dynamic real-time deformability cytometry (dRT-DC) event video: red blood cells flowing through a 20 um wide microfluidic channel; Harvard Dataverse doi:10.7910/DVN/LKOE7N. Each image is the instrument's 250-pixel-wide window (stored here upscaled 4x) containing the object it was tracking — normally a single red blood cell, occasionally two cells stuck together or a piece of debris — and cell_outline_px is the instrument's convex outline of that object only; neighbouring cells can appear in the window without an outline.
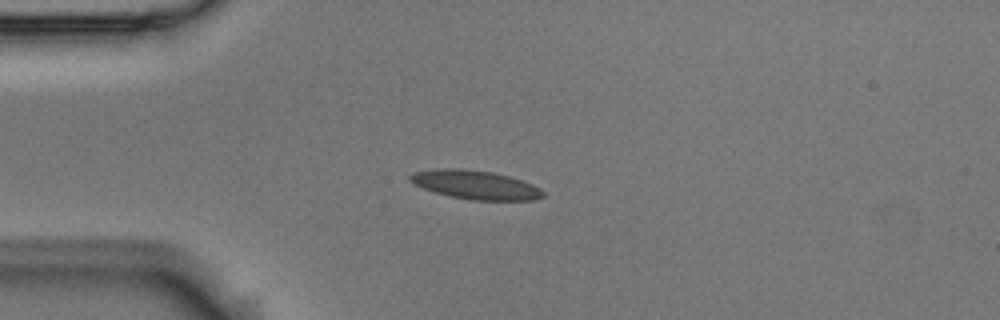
{"species": "Egyptian fruit bat (a non-hibernating species)", "species_latin": "Rousettus aegyptiacus", "temperature_condition": "room temperature", "stored_images_in_passage": 4, "camera_frame_rate_fps": 3000, "um_per_image_px": 0.085, "animal": {"sex": "male"}, "frame": {"image": 1, "passage_image": 3, "time_ms": 0.667, "image_size_px": [1000, 320], "cell_outline_px": [[544, 196], [532, 200], [472, 200], [448, 196], [424, 188], [408, 180], [408, 176], [412, 172], [440, 168], [460, 168], [492, 172], [508, 176], [532, 184], [540, 188], [544, 192]], "centroid_in_image_um": [40.39, 15.7], "position_along_channel_um": 44.6, "area_um2": 22.2}}